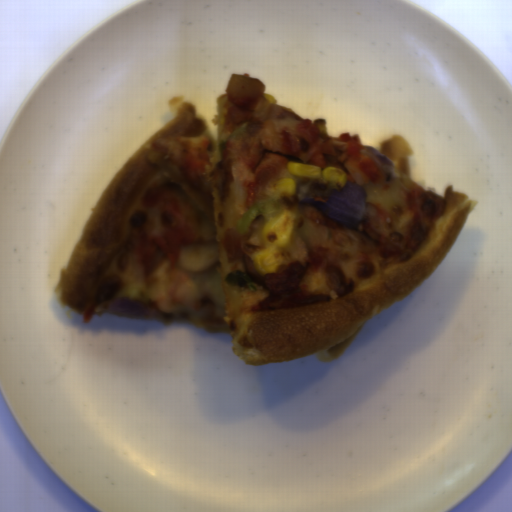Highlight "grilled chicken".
<instances>
[{"label":"grilled chicken","mask_w":512,"mask_h":512,"mask_svg":"<svg viewBox=\"0 0 512 512\" xmlns=\"http://www.w3.org/2000/svg\"><path fill=\"white\" fill-rule=\"evenodd\" d=\"M312 120L276 119L265 122L256 134L230 136L224 144V173L246 191L244 208L249 210L261 199L279 198L277 182L293 178L289 161L343 168L347 181L362 187L387 180L386 171L363 154L360 134H340L337 140L319 138L321 130Z\"/></svg>","instance_id":"277b20a1"},{"label":"grilled chicken","mask_w":512,"mask_h":512,"mask_svg":"<svg viewBox=\"0 0 512 512\" xmlns=\"http://www.w3.org/2000/svg\"><path fill=\"white\" fill-rule=\"evenodd\" d=\"M147 219L133 228L135 251L146 272L153 270L160 248L169 269H174L182 243L197 241L200 218L196 209L177 188L150 189L140 203Z\"/></svg>","instance_id":"a9712176"},{"label":"grilled chicken","mask_w":512,"mask_h":512,"mask_svg":"<svg viewBox=\"0 0 512 512\" xmlns=\"http://www.w3.org/2000/svg\"><path fill=\"white\" fill-rule=\"evenodd\" d=\"M208 138L159 137L154 138L155 151L165 154L166 159L182 173L188 186L203 184L206 165L211 158L207 149Z\"/></svg>","instance_id":"7e0887df"}]
</instances>
